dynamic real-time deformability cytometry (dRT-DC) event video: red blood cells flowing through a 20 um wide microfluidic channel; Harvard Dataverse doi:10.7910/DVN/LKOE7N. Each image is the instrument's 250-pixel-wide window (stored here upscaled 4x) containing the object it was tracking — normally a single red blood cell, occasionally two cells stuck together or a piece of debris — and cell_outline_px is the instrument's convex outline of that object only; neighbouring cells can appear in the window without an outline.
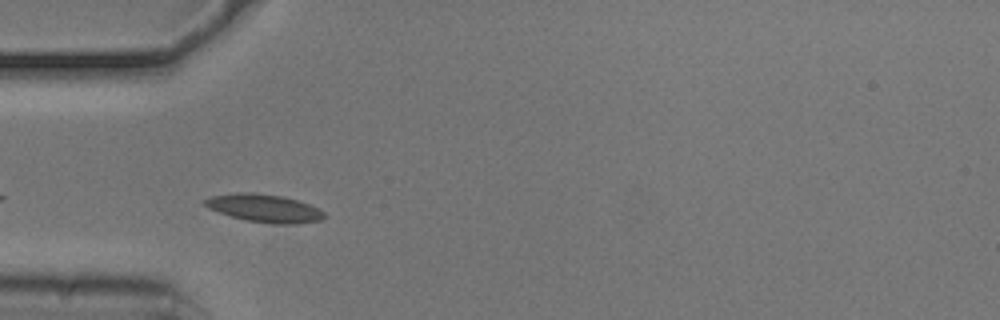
{"species": "common noctule bat (a hibernating species)", "species_latin": "Nyctalus noctula", "temperature_condition": "cold", "stored_images_in_passage": 30, "camera_frame_rate_fps": 3000, "um_per_image_px": 0.085, "animal": {"sex": "male", "body_mass_g": 20.5, "forearm_length_mm": 52.5}, "frame": {"image": 1, "passage_image": 3, "time_ms": 0.667, "image_size_px": [1000, 320], "cell_outline_px": [[324, 216], [320, 220], [296, 224], [284, 224], [244, 220], [208, 208], [204, 204], [204, 200], [212, 196], [236, 192], [252, 192], [284, 196], [308, 204], [324, 212]], "centroid_in_image_um": [22.45, 17.68], "position_along_channel_um": 62.6, "area_um2": 19.13}}
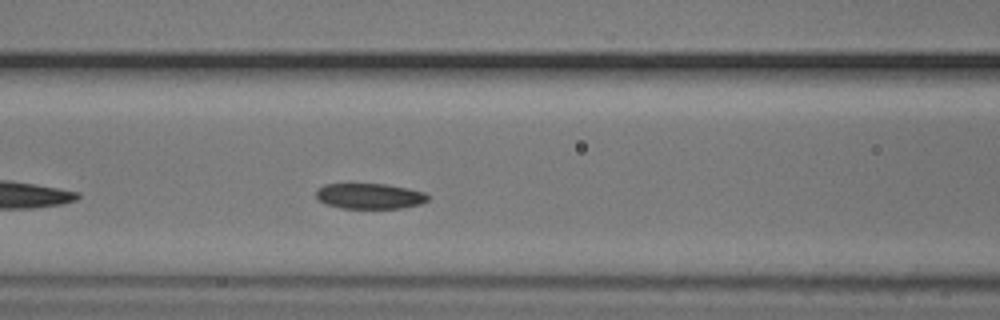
{"frame": {"image": 2, "passage_image": 9, "time_ms": 2.667, "image_size_px": [1000, 320], "cell_outline_px": [[428, 200], [420, 204], [400, 208], [344, 208], [328, 204], [320, 200], [316, 196], [316, 188], [324, 184], [388, 184], [408, 188], [424, 192], [428, 196]], "centroid_in_image_um": [31.43, 16.65], "position_along_channel_um": 135.2, "area_um2": 16.53}}
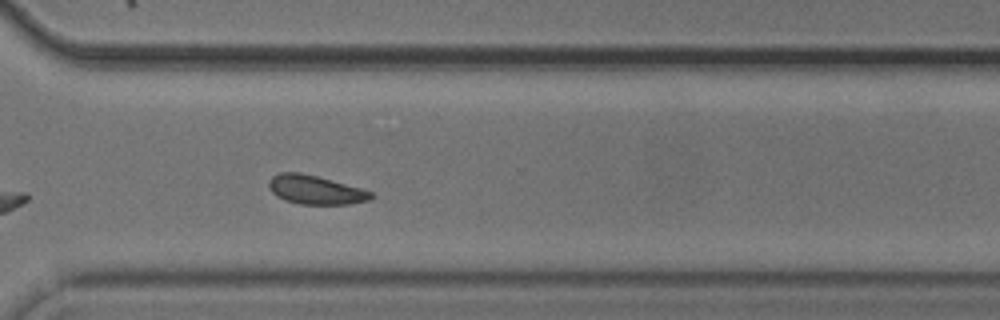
{"frame": {"image": 3, "passage_image": 26, "time_ms": 8.333, "image_size_px": [1000, 320], "cell_outline_px": [[376, 196], [368, 200], [348, 204], [300, 204], [284, 200], [276, 196], [268, 188], [268, 180], [272, 176], [280, 172], [300, 172], [316, 176], [360, 188], [372, 192]], "centroid_in_image_um": [26.77, 16.13], "position_along_channel_um": 343.8, "area_um2": 17.17}, "authors_computed_cell_mechanics": {"area_um2": 17.3689, "velocity_mm_per_s": 3.6837, "shape_relaxation_time_tau1_ms": 3.9586, "shape_relaxation_time_tau2_ms": 9.8902, "deformation_change_tau1": 0.0795, "deformation_change_tau2": 0.1656}}